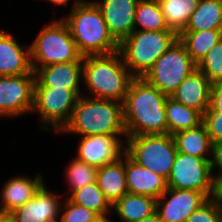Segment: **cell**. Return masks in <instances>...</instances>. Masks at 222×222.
<instances>
[{"label":"cell","mask_w":222,"mask_h":222,"mask_svg":"<svg viewBox=\"0 0 222 222\" xmlns=\"http://www.w3.org/2000/svg\"><path fill=\"white\" fill-rule=\"evenodd\" d=\"M167 98L144 78H133L123 103L127 137L168 134L165 109Z\"/></svg>","instance_id":"1"},{"label":"cell","mask_w":222,"mask_h":222,"mask_svg":"<svg viewBox=\"0 0 222 222\" xmlns=\"http://www.w3.org/2000/svg\"><path fill=\"white\" fill-rule=\"evenodd\" d=\"M62 20L69 27L79 53L107 55L119 51V43L110 33L100 9L93 1L74 0L66 18Z\"/></svg>","instance_id":"2"},{"label":"cell","mask_w":222,"mask_h":222,"mask_svg":"<svg viewBox=\"0 0 222 222\" xmlns=\"http://www.w3.org/2000/svg\"><path fill=\"white\" fill-rule=\"evenodd\" d=\"M133 78L119 51L83 57L82 81L91 94L87 97L124 103Z\"/></svg>","instance_id":"3"},{"label":"cell","mask_w":222,"mask_h":222,"mask_svg":"<svg viewBox=\"0 0 222 222\" xmlns=\"http://www.w3.org/2000/svg\"><path fill=\"white\" fill-rule=\"evenodd\" d=\"M60 133L91 135H126L123 103L81 95L69 123Z\"/></svg>","instance_id":"4"},{"label":"cell","mask_w":222,"mask_h":222,"mask_svg":"<svg viewBox=\"0 0 222 222\" xmlns=\"http://www.w3.org/2000/svg\"><path fill=\"white\" fill-rule=\"evenodd\" d=\"M177 39L178 34L173 30H134L119 44V52L131 75L143 78Z\"/></svg>","instance_id":"5"},{"label":"cell","mask_w":222,"mask_h":222,"mask_svg":"<svg viewBox=\"0 0 222 222\" xmlns=\"http://www.w3.org/2000/svg\"><path fill=\"white\" fill-rule=\"evenodd\" d=\"M33 71L37 68L55 63L83 61L69 27L62 20H52L40 29L30 45Z\"/></svg>","instance_id":"6"},{"label":"cell","mask_w":222,"mask_h":222,"mask_svg":"<svg viewBox=\"0 0 222 222\" xmlns=\"http://www.w3.org/2000/svg\"><path fill=\"white\" fill-rule=\"evenodd\" d=\"M125 144V153L133 161L168 179L178 152L172 135L129 136Z\"/></svg>","instance_id":"7"},{"label":"cell","mask_w":222,"mask_h":222,"mask_svg":"<svg viewBox=\"0 0 222 222\" xmlns=\"http://www.w3.org/2000/svg\"><path fill=\"white\" fill-rule=\"evenodd\" d=\"M195 69H197V64L187 53L185 45L177 39L156 60L143 78L160 92L170 97Z\"/></svg>","instance_id":"8"},{"label":"cell","mask_w":222,"mask_h":222,"mask_svg":"<svg viewBox=\"0 0 222 222\" xmlns=\"http://www.w3.org/2000/svg\"><path fill=\"white\" fill-rule=\"evenodd\" d=\"M81 90L34 87L33 109L42 121V129L61 132L69 123ZM45 124V125H44Z\"/></svg>","instance_id":"9"},{"label":"cell","mask_w":222,"mask_h":222,"mask_svg":"<svg viewBox=\"0 0 222 222\" xmlns=\"http://www.w3.org/2000/svg\"><path fill=\"white\" fill-rule=\"evenodd\" d=\"M211 160L177 152L167 187L174 189H188L203 192L211 198L214 177Z\"/></svg>","instance_id":"10"},{"label":"cell","mask_w":222,"mask_h":222,"mask_svg":"<svg viewBox=\"0 0 222 222\" xmlns=\"http://www.w3.org/2000/svg\"><path fill=\"white\" fill-rule=\"evenodd\" d=\"M35 73L0 76V116L32 113Z\"/></svg>","instance_id":"11"},{"label":"cell","mask_w":222,"mask_h":222,"mask_svg":"<svg viewBox=\"0 0 222 222\" xmlns=\"http://www.w3.org/2000/svg\"><path fill=\"white\" fill-rule=\"evenodd\" d=\"M208 199L200 191L167 187L156 201V212L162 222H186Z\"/></svg>","instance_id":"12"},{"label":"cell","mask_w":222,"mask_h":222,"mask_svg":"<svg viewBox=\"0 0 222 222\" xmlns=\"http://www.w3.org/2000/svg\"><path fill=\"white\" fill-rule=\"evenodd\" d=\"M127 135H91L80 137L76 159L100 168L119 160L125 153Z\"/></svg>","instance_id":"13"},{"label":"cell","mask_w":222,"mask_h":222,"mask_svg":"<svg viewBox=\"0 0 222 222\" xmlns=\"http://www.w3.org/2000/svg\"><path fill=\"white\" fill-rule=\"evenodd\" d=\"M139 0H97L103 19L114 39L120 44L135 30L134 18Z\"/></svg>","instance_id":"14"},{"label":"cell","mask_w":222,"mask_h":222,"mask_svg":"<svg viewBox=\"0 0 222 222\" xmlns=\"http://www.w3.org/2000/svg\"><path fill=\"white\" fill-rule=\"evenodd\" d=\"M60 195L49 191L45 184L36 192L34 197L15 209L10 215L15 222H46L59 217Z\"/></svg>","instance_id":"15"},{"label":"cell","mask_w":222,"mask_h":222,"mask_svg":"<svg viewBox=\"0 0 222 222\" xmlns=\"http://www.w3.org/2000/svg\"><path fill=\"white\" fill-rule=\"evenodd\" d=\"M34 72V87L80 90L83 61L50 64L37 68Z\"/></svg>","instance_id":"16"},{"label":"cell","mask_w":222,"mask_h":222,"mask_svg":"<svg viewBox=\"0 0 222 222\" xmlns=\"http://www.w3.org/2000/svg\"><path fill=\"white\" fill-rule=\"evenodd\" d=\"M35 73L31 64L30 45L22 47L10 32L0 29V76Z\"/></svg>","instance_id":"17"},{"label":"cell","mask_w":222,"mask_h":222,"mask_svg":"<svg viewBox=\"0 0 222 222\" xmlns=\"http://www.w3.org/2000/svg\"><path fill=\"white\" fill-rule=\"evenodd\" d=\"M125 175L129 193L158 199L167 190V181L161 175L137 164L126 153Z\"/></svg>","instance_id":"18"},{"label":"cell","mask_w":222,"mask_h":222,"mask_svg":"<svg viewBox=\"0 0 222 222\" xmlns=\"http://www.w3.org/2000/svg\"><path fill=\"white\" fill-rule=\"evenodd\" d=\"M42 177L41 174L36 173L33 179L24 175L7 180L0 193V213L10 214L32 199L44 184Z\"/></svg>","instance_id":"19"},{"label":"cell","mask_w":222,"mask_h":222,"mask_svg":"<svg viewBox=\"0 0 222 222\" xmlns=\"http://www.w3.org/2000/svg\"><path fill=\"white\" fill-rule=\"evenodd\" d=\"M211 85L197 68L184 79L170 97L187 107L196 109L203 115L210 105Z\"/></svg>","instance_id":"20"},{"label":"cell","mask_w":222,"mask_h":222,"mask_svg":"<svg viewBox=\"0 0 222 222\" xmlns=\"http://www.w3.org/2000/svg\"><path fill=\"white\" fill-rule=\"evenodd\" d=\"M96 183L111 205L128 192L124 154L116 162L98 168Z\"/></svg>","instance_id":"21"},{"label":"cell","mask_w":222,"mask_h":222,"mask_svg":"<svg viewBox=\"0 0 222 222\" xmlns=\"http://www.w3.org/2000/svg\"><path fill=\"white\" fill-rule=\"evenodd\" d=\"M172 136L178 152L211 160L213 144L203 123L196 128L180 131Z\"/></svg>","instance_id":"22"},{"label":"cell","mask_w":222,"mask_h":222,"mask_svg":"<svg viewBox=\"0 0 222 222\" xmlns=\"http://www.w3.org/2000/svg\"><path fill=\"white\" fill-rule=\"evenodd\" d=\"M157 199L127 192L112 205L121 222H138L156 212ZM119 222V221H118Z\"/></svg>","instance_id":"23"},{"label":"cell","mask_w":222,"mask_h":222,"mask_svg":"<svg viewBox=\"0 0 222 222\" xmlns=\"http://www.w3.org/2000/svg\"><path fill=\"white\" fill-rule=\"evenodd\" d=\"M165 109L168 134L170 135L196 128L203 122V115L199 111L187 107L171 97L167 98Z\"/></svg>","instance_id":"24"},{"label":"cell","mask_w":222,"mask_h":222,"mask_svg":"<svg viewBox=\"0 0 222 222\" xmlns=\"http://www.w3.org/2000/svg\"><path fill=\"white\" fill-rule=\"evenodd\" d=\"M222 29V1L199 0L183 31Z\"/></svg>","instance_id":"25"},{"label":"cell","mask_w":222,"mask_h":222,"mask_svg":"<svg viewBox=\"0 0 222 222\" xmlns=\"http://www.w3.org/2000/svg\"><path fill=\"white\" fill-rule=\"evenodd\" d=\"M178 39L185 45L191 59L198 64L209 50L222 40V29L182 31Z\"/></svg>","instance_id":"26"},{"label":"cell","mask_w":222,"mask_h":222,"mask_svg":"<svg viewBox=\"0 0 222 222\" xmlns=\"http://www.w3.org/2000/svg\"><path fill=\"white\" fill-rule=\"evenodd\" d=\"M169 29L178 35L186 28L199 0H158Z\"/></svg>","instance_id":"27"},{"label":"cell","mask_w":222,"mask_h":222,"mask_svg":"<svg viewBox=\"0 0 222 222\" xmlns=\"http://www.w3.org/2000/svg\"><path fill=\"white\" fill-rule=\"evenodd\" d=\"M72 202L81 205L97 213L105 222H109L107 217L112 211V205L105 198L103 192L96 182L86 185L73 191L68 196Z\"/></svg>","instance_id":"28"},{"label":"cell","mask_w":222,"mask_h":222,"mask_svg":"<svg viewBox=\"0 0 222 222\" xmlns=\"http://www.w3.org/2000/svg\"><path fill=\"white\" fill-rule=\"evenodd\" d=\"M140 27V28H138ZM135 30L162 31L168 28L158 0H139L135 18Z\"/></svg>","instance_id":"29"},{"label":"cell","mask_w":222,"mask_h":222,"mask_svg":"<svg viewBox=\"0 0 222 222\" xmlns=\"http://www.w3.org/2000/svg\"><path fill=\"white\" fill-rule=\"evenodd\" d=\"M65 170L66 180L70 188V194L88 184L96 182L98 168L88 165L76 158L70 161Z\"/></svg>","instance_id":"30"},{"label":"cell","mask_w":222,"mask_h":222,"mask_svg":"<svg viewBox=\"0 0 222 222\" xmlns=\"http://www.w3.org/2000/svg\"><path fill=\"white\" fill-rule=\"evenodd\" d=\"M211 84L222 81V40L215 44L197 64Z\"/></svg>","instance_id":"31"},{"label":"cell","mask_w":222,"mask_h":222,"mask_svg":"<svg viewBox=\"0 0 222 222\" xmlns=\"http://www.w3.org/2000/svg\"><path fill=\"white\" fill-rule=\"evenodd\" d=\"M64 204L60 207L64 208L63 211L60 209L62 222H105L97 213L72 202L68 197L64 199Z\"/></svg>","instance_id":"32"},{"label":"cell","mask_w":222,"mask_h":222,"mask_svg":"<svg viewBox=\"0 0 222 222\" xmlns=\"http://www.w3.org/2000/svg\"><path fill=\"white\" fill-rule=\"evenodd\" d=\"M186 222H221L220 206L209 198L190 215Z\"/></svg>","instance_id":"33"},{"label":"cell","mask_w":222,"mask_h":222,"mask_svg":"<svg viewBox=\"0 0 222 222\" xmlns=\"http://www.w3.org/2000/svg\"><path fill=\"white\" fill-rule=\"evenodd\" d=\"M211 142L222 141V110H206L203 114V122Z\"/></svg>","instance_id":"34"},{"label":"cell","mask_w":222,"mask_h":222,"mask_svg":"<svg viewBox=\"0 0 222 222\" xmlns=\"http://www.w3.org/2000/svg\"><path fill=\"white\" fill-rule=\"evenodd\" d=\"M207 110H222V81L211 85L210 105Z\"/></svg>","instance_id":"35"},{"label":"cell","mask_w":222,"mask_h":222,"mask_svg":"<svg viewBox=\"0 0 222 222\" xmlns=\"http://www.w3.org/2000/svg\"><path fill=\"white\" fill-rule=\"evenodd\" d=\"M211 169L217 174H222V141L213 143L212 156H211ZM217 169V170H216Z\"/></svg>","instance_id":"36"},{"label":"cell","mask_w":222,"mask_h":222,"mask_svg":"<svg viewBox=\"0 0 222 222\" xmlns=\"http://www.w3.org/2000/svg\"><path fill=\"white\" fill-rule=\"evenodd\" d=\"M213 192L211 198L222 206V174L213 175Z\"/></svg>","instance_id":"37"},{"label":"cell","mask_w":222,"mask_h":222,"mask_svg":"<svg viewBox=\"0 0 222 222\" xmlns=\"http://www.w3.org/2000/svg\"><path fill=\"white\" fill-rule=\"evenodd\" d=\"M138 222H162V221L160 220L158 213L155 212L152 215L139 220Z\"/></svg>","instance_id":"38"},{"label":"cell","mask_w":222,"mask_h":222,"mask_svg":"<svg viewBox=\"0 0 222 222\" xmlns=\"http://www.w3.org/2000/svg\"><path fill=\"white\" fill-rule=\"evenodd\" d=\"M0 222H15L10 214L0 213Z\"/></svg>","instance_id":"39"},{"label":"cell","mask_w":222,"mask_h":222,"mask_svg":"<svg viewBox=\"0 0 222 222\" xmlns=\"http://www.w3.org/2000/svg\"><path fill=\"white\" fill-rule=\"evenodd\" d=\"M48 1V0H46ZM49 2L53 3L54 5H64L65 7H68L69 0H49Z\"/></svg>","instance_id":"40"},{"label":"cell","mask_w":222,"mask_h":222,"mask_svg":"<svg viewBox=\"0 0 222 222\" xmlns=\"http://www.w3.org/2000/svg\"><path fill=\"white\" fill-rule=\"evenodd\" d=\"M46 222H62V219H61V217H56V218L47 220Z\"/></svg>","instance_id":"41"},{"label":"cell","mask_w":222,"mask_h":222,"mask_svg":"<svg viewBox=\"0 0 222 222\" xmlns=\"http://www.w3.org/2000/svg\"><path fill=\"white\" fill-rule=\"evenodd\" d=\"M220 212H221V222H222V206H220Z\"/></svg>","instance_id":"42"}]
</instances>
